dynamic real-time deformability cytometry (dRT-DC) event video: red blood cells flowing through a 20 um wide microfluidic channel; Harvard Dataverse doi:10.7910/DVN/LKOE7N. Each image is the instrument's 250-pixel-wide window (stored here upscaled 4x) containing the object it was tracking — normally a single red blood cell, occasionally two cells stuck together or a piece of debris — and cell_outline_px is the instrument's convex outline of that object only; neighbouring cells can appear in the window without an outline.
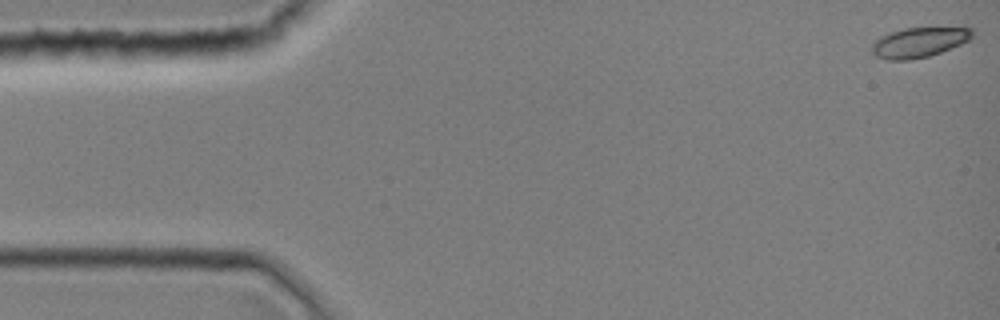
{"species": "common noctule bat (a hibernating species)", "species_latin": "Nyctalus noctula", "temperature_condition": "room temperature", "stored_images_in_passage": 8, "camera_frame_rate_fps": 3000, "um_per_image_px": 0.085, "animal": {"sex": "female", "body_mass_g": 19.0, "forearm_length_mm": 51.5}, "frame": {"image": 1, "passage_image": 1, "time_ms": 0.0, "image_size_px": [1000, 320], "cell_outline_px": [[972, 36], [968, 40], [960, 44], [940, 52], [928, 56], [908, 60], [888, 60], [876, 56], [872, 52], [872, 44], [880, 36], [888, 32], [904, 28], [964, 24], [972, 28]], "centroid_in_image_um": [78.19, 3.53], "position_along_channel_um": 6.8, "area_um2": 18.26}}